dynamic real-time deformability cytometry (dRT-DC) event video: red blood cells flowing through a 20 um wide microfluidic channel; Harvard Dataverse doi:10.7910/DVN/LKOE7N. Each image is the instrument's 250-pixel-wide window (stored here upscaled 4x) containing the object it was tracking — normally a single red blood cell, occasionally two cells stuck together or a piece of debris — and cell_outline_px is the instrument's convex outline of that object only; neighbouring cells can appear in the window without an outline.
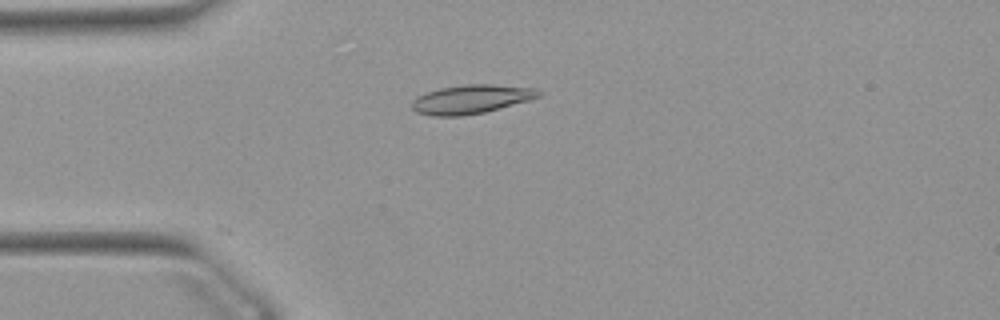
{"species": "Egyptian fruit bat (a non-hibernating species)", "species_latin": "Rousettus aegyptiacus", "temperature_condition": "warm", "stored_images_in_passage": 26, "camera_frame_rate_fps": 3000, "um_per_image_px": 0.085, "animal": {"sex": "female"}, "frame": {"image": 1, "passage_image": 13, "time_ms": 4.0, "image_size_px": [1000, 320], "cell_outline_px": [[544, 92], [540, 96], [528, 100], [484, 112], [460, 116], [432, 116], [416, 112], [412, 108], [412, 100], [416, 96], [440, 88], [464, 84], [492, 84], [536, 88]], "centroid_in_image_um": [40.04, 8.42], "position_along_channel_um": 45.0, "area_um2": 21.27}}
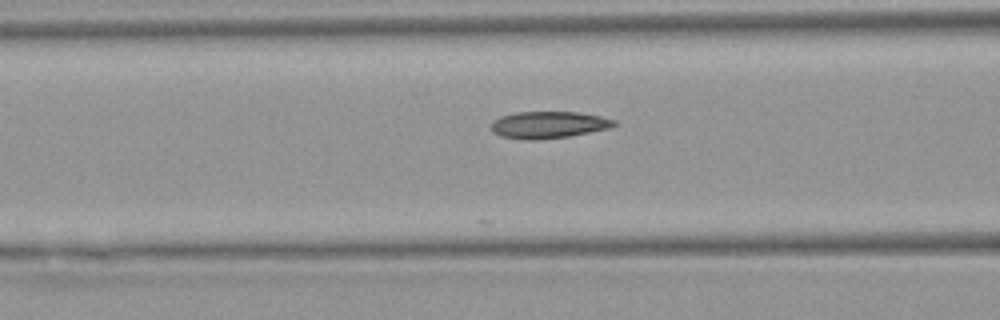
{"frame": {"image": 2, "passage_image": 20, "time_ms": 6.333, "image_size_px": [1000, 320], "cell_outline_px": [[620, 124], [612, 128], [568, 136], [540, 140], [528, 140], [500, 136], [492, 132], [492, 120], [500, 116], [516, 112], [580, 112], [600, 116], [616, 120]], "centroid_in_image_um": [46.66, 10.61], "position_along_channel_um": 119.9, "area_um2": 19.54}}
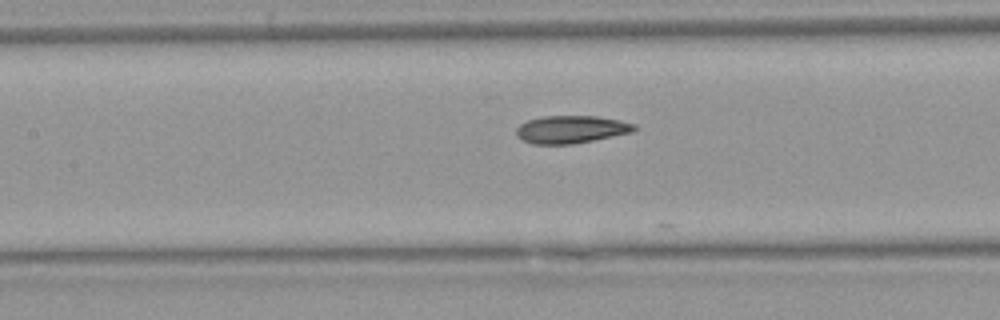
{"frame": {"image": 3, "passage_image": 23, "time_ms": 7.333, "image_size_px": [1000, 320], "cell_outline_px": [[636, 128], [632, 132], [572, 144], [532, 144], [520, 140], [516, 136], [516, 128], [520, 124], [528, 120], [544, 116], [596, 116], [620, 120], [636, 124]], "centroid_in_image_um": [48.5, 11.0], "position_along_channel_um": 158.9, "area_um2": 19.02}}